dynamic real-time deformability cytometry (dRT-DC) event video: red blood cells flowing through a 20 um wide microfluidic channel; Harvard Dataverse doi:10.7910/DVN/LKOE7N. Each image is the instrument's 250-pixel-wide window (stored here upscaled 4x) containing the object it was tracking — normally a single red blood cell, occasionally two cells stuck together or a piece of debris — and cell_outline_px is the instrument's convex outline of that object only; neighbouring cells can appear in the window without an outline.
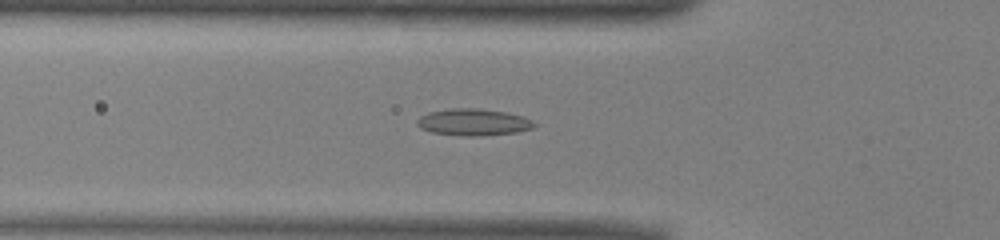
{"species": "common noctule bat (a hibernating species)", "species_latin": "Nyctalus noctula", "temperature_condition": "warm", "stored_images_in_passage": 50, "camera_frame_rate_fps": 3000, "um_per_image_px": 0.085, "animal": {"sex": "male", "body_mass_g": 13.0, "forearm_length_mm": 53.1}, "frame": {"image": 1, "passage_image": 16, "time_ms": 5.0, "image_size_px": [1000, 240], "cell_outline_px": [[536, 124], [532, 128], [516, 132], [480, 136], [464, 136], [432, 132], [420, 128], [416, 124], [416, 120], [420, 116], [428, 112], [448, 108], [476, 108], [504, 112], [524, 116], [532, 120]], "centroid_in_image_um": [40.21, 10.38], "position_along_channel_um": 85.6, "area_um2": 18.32}}
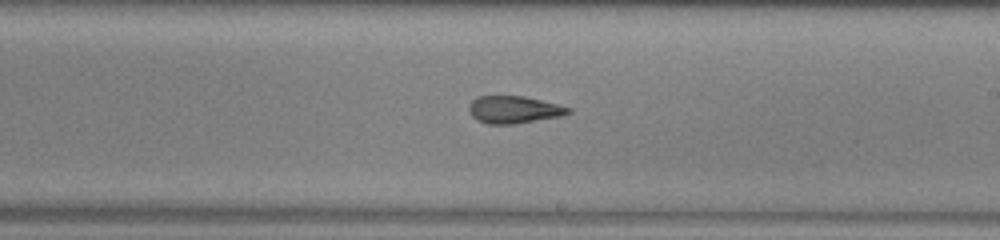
{"frame": {"image": 2, "passage_image": 28, "time_ms": 9.0, "image_size_px": [1000, 240], "cell_outline_px": [[572, 112], [560, 116], [516, 124], [488, 124], [476, 120], [472, 116], [468, 108], [472, 100], [476, 96], [524, 96], [572, 108]], "centroid_in_image_um": [43.66, 9.32], "position_along_channel_um": 245.3, "area_um2": 15.84}}
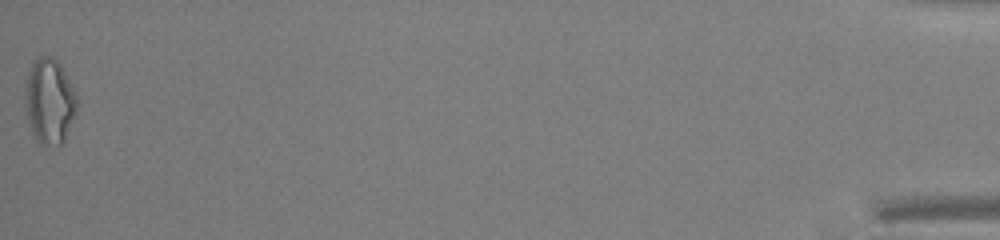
{"frame": {"image": 3, "passage_image": 50, "time_ms": 16.333, "image_size_px": [1000, 240], "cell_outline_px": [[80, 104], [64, 140], [60, 144], [44, 148], [36, 140], [32, 132], [28, 120], [24, 92], [24, 88], [28, 72], [32, 64], [40, 56], [52, 56], [60, 64], [76, 92]], "centroid_in_image_um": [4.22, 8.63], "position_along_channel_um": 431.0, "area_um2": 26.13}, "authors_computed_cell_mechanics": {"area_um2": 17.5712, "velocity_mm_per_s": 3.9961, "shape_relaxation_time_tau1_ms": null, "shape_relaxation_time_tau2_ms": 2.3785, "deformation_change_tau1": null, "deformation_change_tau2": 0.1034}}